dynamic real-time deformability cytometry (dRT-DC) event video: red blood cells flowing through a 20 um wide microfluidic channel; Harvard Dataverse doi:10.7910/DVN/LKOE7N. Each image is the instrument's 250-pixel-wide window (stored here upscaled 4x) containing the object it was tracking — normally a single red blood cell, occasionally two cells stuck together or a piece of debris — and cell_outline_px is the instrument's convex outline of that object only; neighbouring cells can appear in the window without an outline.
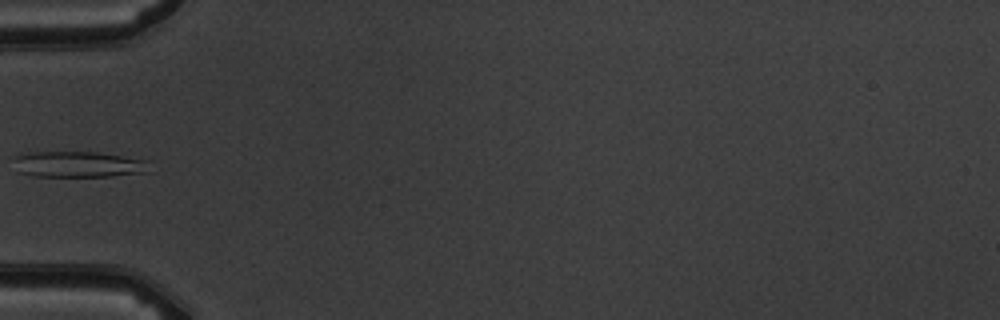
{"species": "common noctule bat (a hibernating species)", "species_latin": "Nyctalus noctula", "temperature_condition": "warm", "stored_images_in_passage": 7, "camera_frame_rate_fps": 3000, "um_per_image_px": 0.085, "animal": {"sex": "male", "body_mass_g": 19.5, "forearm_length_mm": 54.6}, "frame": {"image": 1, "passage_image": 6, "time_ms": 5.667, "image_size_px": [1000, 320], "cell_outline_px": [[144, 172], [112, 176], [32, 176], [16, 172], [12, 156], [36, 152], [92, 152], [120, 156], [144, 160]], "centroid_in_image_um": [6.46, 13.97], "position_along_channel_um": 78.5, "area_um2": 20.06}}
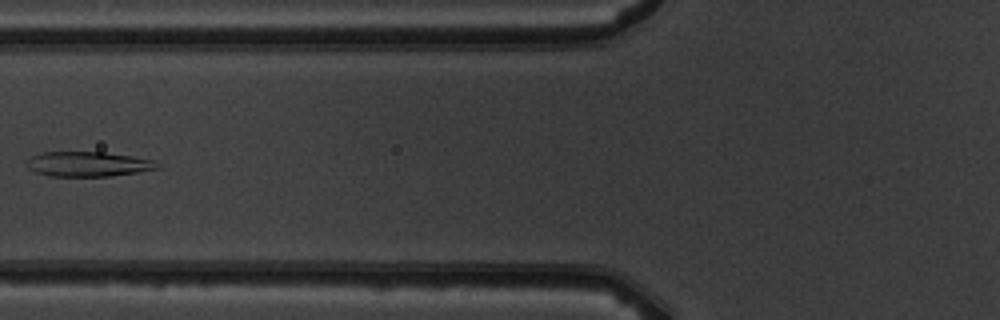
{"frame": {"image": 2, "passage_image": 7, "time_ms": 6.667, "image_size_px": [1000, 320], "cell_outline_px": [[164, 168], [108, 176], [48, 176], [36, 172], [28, 168], [28, 160], [32, 156], [40, 152], [104, 152], [132, 156], [152, 160], [160, 164]], "centroid_in_image_um": [7.52, 13.94], "position_along_channel_um": 118.3, "area_um2": 18.9}}